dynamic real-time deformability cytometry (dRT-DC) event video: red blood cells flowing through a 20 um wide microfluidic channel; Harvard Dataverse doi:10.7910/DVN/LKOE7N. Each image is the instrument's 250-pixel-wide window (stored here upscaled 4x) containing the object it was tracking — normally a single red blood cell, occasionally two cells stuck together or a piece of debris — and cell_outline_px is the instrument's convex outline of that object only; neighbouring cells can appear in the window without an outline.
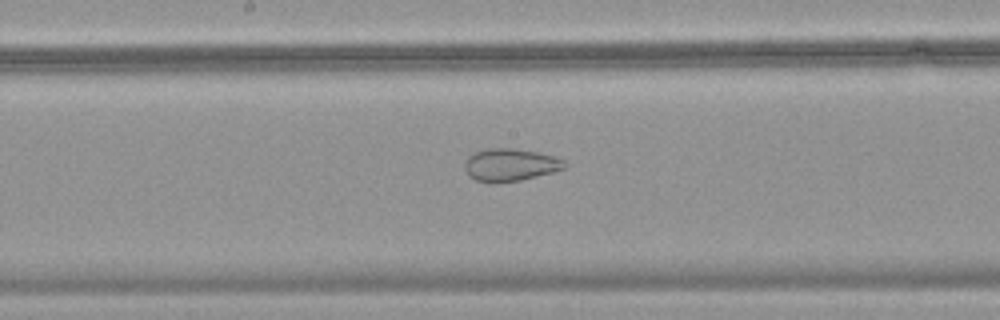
{"species": "common noctule bat (a hibernating species)", "species_latin": "Nyctalus noctula", "temperature_condition": "warm", "stored_images_in_passage": 49, "camera_frame_rate_fps": 3000, "um_per_image_px": 0.085, "animal": {"sex": "female", "body_mass_g": 18.4}, "frame": {"image": 1, "passage_image": 27, "time_ms": 8.667, "image_size_px": [1000, 320], "cell_outline_px": [[568, 164], [564, 168], [552, 172], [520, 180], [496, 184], [488, 184], [476, 180], [468, 176], [464, 168], [464, 164], [468, 156], [476, 152], [488, 148], [512, 148], [536, 152], [556, 156], [564, 160]], "centroid_in_image_um": [43.34, 14.03], "position_along_channel_um": 204.9, "area_um2": 19.19}}
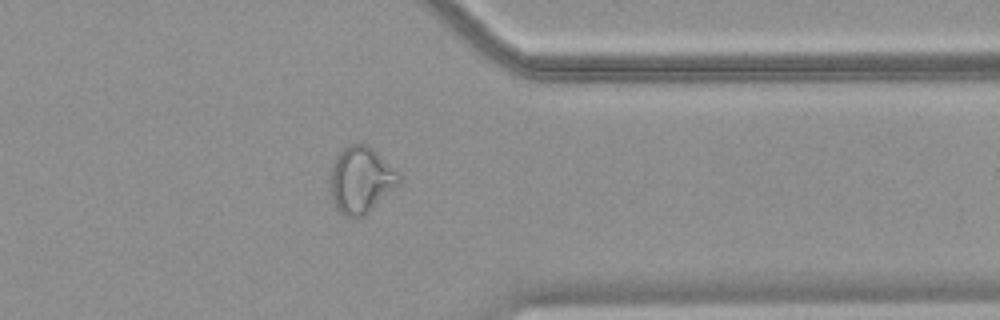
{"frame": {"image": 2, "passage_image": 40, "time_ms": 13.0, "image_size_px": [1000, 320], "cell_outline_px": [[400, 184], [364, 216], [344, 216], [336, 208], [332, 200], [328, 180], [328, 176], [332, 164], [336, 156], [348, 144], [364, 144], [372, 148], [396, 168], [400, 172]], "centroid_in_image_um": [30.66, 15.28], "position_along_channel_um": 380.7, "area_um2": 26.93}}
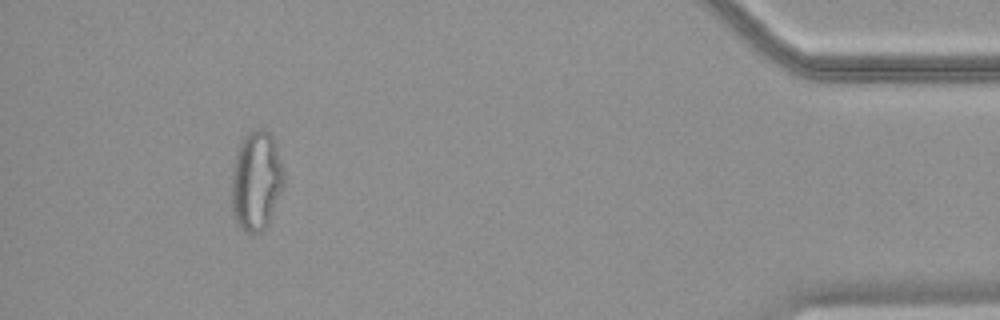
{"frame": {"image": 3, "passage_image": 46, "time_ms": 15.0, "image_size_px": [1000, 320], "cell_outline_px": [[284, 184], [268, 224], [260, 232], [248, 232], [240, 228], [232, 212], [232, 172], [240, 140], [248, 132], [256, 128], [260, 128], [268, 132], [272, 136], [276, 144], [284, 172]], "centroid_in_image_um": [21.78, 15.34], "position_along_channel_um": 413.4, "area_um2": 30.23}}